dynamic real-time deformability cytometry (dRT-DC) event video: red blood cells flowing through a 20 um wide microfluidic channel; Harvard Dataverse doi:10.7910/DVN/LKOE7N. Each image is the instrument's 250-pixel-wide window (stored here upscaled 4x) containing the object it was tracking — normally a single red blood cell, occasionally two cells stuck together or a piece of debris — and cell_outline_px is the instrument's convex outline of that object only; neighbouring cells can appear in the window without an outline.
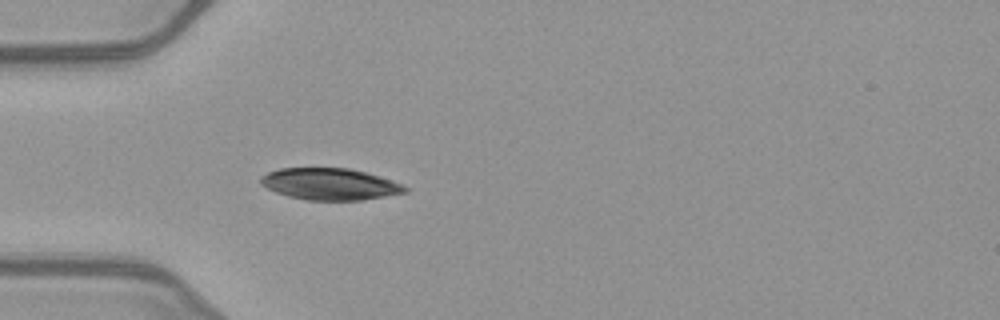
{"species": "common noctule bat (a hibernating species)", "species_latin": "Nyctalus noctula", "temperature_condition": "warm", "stored_images_in_passage": 37, "camera_frame_rate_fps": 3000, "um_per_image_px": 0.085, "animal": {"sex": "female", "body_mass_g": 21.9}, "frame": {"image": 1, "passage_image": 1, "time_ms": 0.0, "image_size_px": [1000, 320], "cell_outline_px": [[408, 192], [360, 200], [308, 200], [288, 196], [276, 192], [260, 184], [260, 176], [268, 172], [280, 168], [348, 168], [380, 176], [392, 180], [408, 188]], "centroid_in_image_um": [28.02, 15.64], "position_along_channel_um": 57.0, "area_um2": 26.47}}
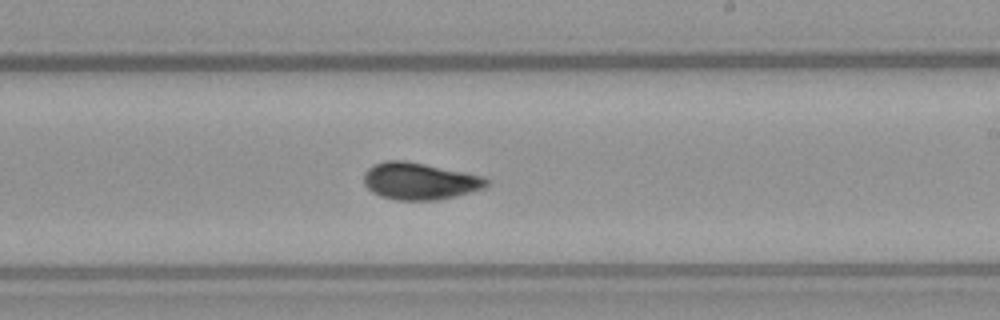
{"frame": {"image": 2, "passage_image": 16, "time_ms": 5.0, "image_size_px": [1000, 320], "cell_outline_px": [[488, 184], [484, 188], [456, 196], [440, 200], [396, 200], [380, 196], [372, 192], [364, 184], [364, 172], [372, 164], [384, 160], [404, 160], [484, 176], [488, 180]], "centroid_in_image_um": [35.64, 15.39], "position_along_channel_um": 253.4, "area_um2": 26.53}}
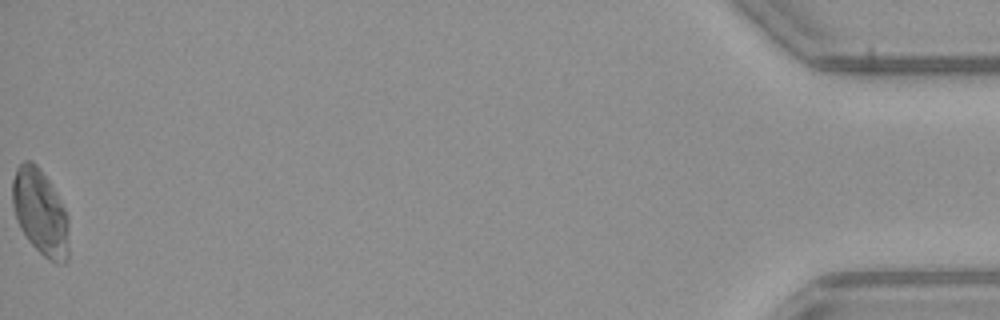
{"frame": {"image": 3, "passage_image": 37, "time_ms": 12.0, "image_size_px": [1000, 320], "cell_outline_px": [[68, 260], [64, 264], [56, 264], [48, 260], [28, 240], [20, 228], [16, 220], [12, 204], [12, 180], [16, 168], [24, 160], [32, 160], [40, 168], [52, 184], [68, 216]], "centroid_in_image_um": [3.42, 18.04], "position_along_channel_um": 431.8, "area_um2": 28.61}, "authors_computed_cell_mechanics": {"area_um2": 26.3568, "velocity_mm_per_s": 4.0121, "shape_relaxation_time_tau1_ms": 4.9487, "shape_relaxation_time_tau2_ms": 1.1853, "deformation_change_tau1": 0.1689, "deformation_change_tau2": 0.0308}}